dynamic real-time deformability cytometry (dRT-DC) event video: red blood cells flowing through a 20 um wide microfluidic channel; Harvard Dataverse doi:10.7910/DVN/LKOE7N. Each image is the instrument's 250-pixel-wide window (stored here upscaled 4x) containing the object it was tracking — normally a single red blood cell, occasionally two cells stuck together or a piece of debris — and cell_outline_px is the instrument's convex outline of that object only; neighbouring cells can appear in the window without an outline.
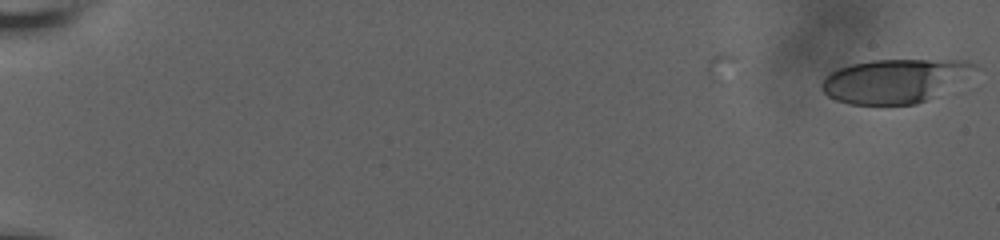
{"species": "human", "species_latin": "Homo sapiens", "temperature_condition": "room temperature", "stored_images_in_passage": 54, "camera_frame_rate_fps": 3000, "um_per_image_px": 0.085, "donor": {"sex": "male"}, "frame": {"image": 1, "passage_image": 1, "time_ms": 0.0, "image_size_px": [1000, 240], "cell_outline_px": [[980, 68], [924, 100], [916, 104], [852, 104], [836, 100], [828, 96], [820, 88], [820, 84], [832, 72], [840, 68], [852, 64], [872, 60], [968, 60], [976, 64]], "centroid_in_image_um": [76.01, 6.85], "position_along_channel_um": 9.0, "area_um2": 38.15}}
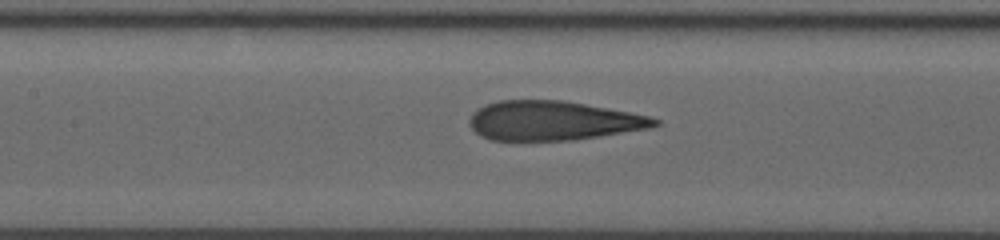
{"frame": {"image": 2, "passage_image": 31, "time_ms": 10.0, "image_size_px": [1000, 240], "cell_outline_px": [[660, 124], [648, 128], [572, 140], [488, 140], [480, 136], [468, 124], [468, 120], [472, 112], [484, 104], [500, 100], [564, 100], [608, 108], [648, 116], [660, 120]], "centroid_in_image_um": [46.93, 10.25], "position_along_channel_um": 160.5, "area_um2": 42.31}}
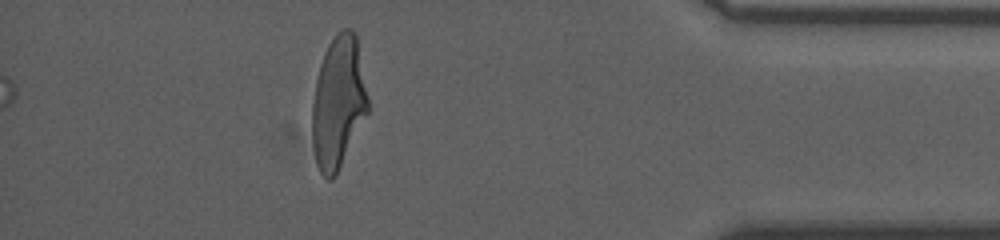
{"frame": {"image": 3, "passage_image": 54, "time_ms": 17.667, "image_size_px": [1000, 240], "cell_outline_px": [[368, 112], [336, 176], [332, 180], [328, 180], [320, 172], [316, 164], [312, 144], [312, 104], [316, 80], [320, 64], [324, 52], [328, 44], [336, 32], [344, 28], [352, 28], [356, 32], [368, 96]], "centroid_in_image_um": [28.75, 8.69], "position_along_channel_um": 406.5, "area_um2": 43.35}, "authors_computed_cell_mechanics": {"area_um2": 42.2807, "velocity_mm_per_s": 3.6732, "shape_relaxation_time_tau1_ms": 7.3065, "shape_relaxation_time_tau2_ms": 1.192, "deformation_change_tau1": 0.2573, "deformation_change_tau2": 0.1119}}